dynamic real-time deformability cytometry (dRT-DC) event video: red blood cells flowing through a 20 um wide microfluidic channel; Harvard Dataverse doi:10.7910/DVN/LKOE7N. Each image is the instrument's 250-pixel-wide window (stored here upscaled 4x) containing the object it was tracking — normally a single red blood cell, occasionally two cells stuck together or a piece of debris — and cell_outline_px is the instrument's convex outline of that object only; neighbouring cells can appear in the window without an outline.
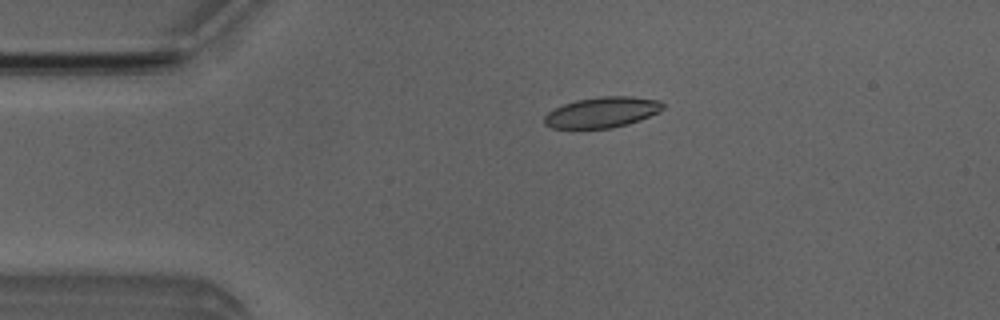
{"species": "Egyptian fruit bat (a non-hibernating species)", "species_latin": "Rousettus aegyptiacus", "temperature_condition": "room temperature", "stored_images_in_passage": 3, "camera_frame_rate_fps": 3000, "um_per_image_px": 0.085, "animal": {"sex": "male"}, "frame": {"image": 1, "passage_image": 2, "time_ms": 1.0, "image_size_px": [1000, 320], "cell_outline_px": [[664, 108], [660, 112], [640, 120], [628, 124], [612, 128], [552, 128], [544, 124], [544, 116], [548, 112], [564, 104], [576, 100], [600, 96], [632, 96], [660, 100], [664, 104]], "centroid_in_image_um": [51.21, 9.54], "position_along_channel_um": 33.8, "area_um2": 21.27}}